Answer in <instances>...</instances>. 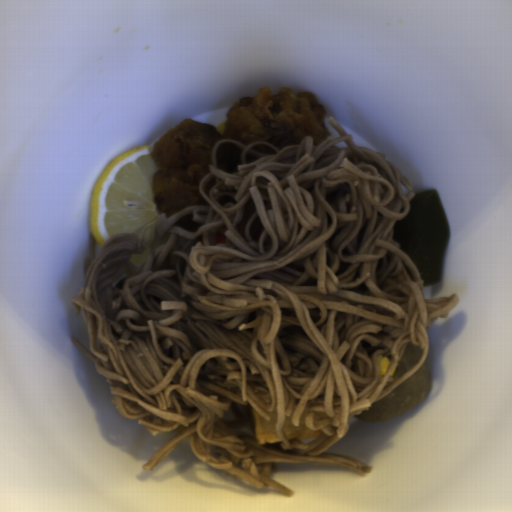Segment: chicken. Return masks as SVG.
Segmentation results:
<instances>
[{
    "label": "chicken",
    "mask_w": 512,
    "mask_h": 512,
    "mask_svg": "<svg viewBox=\"0 0 512 512\" xmlns=\"http://www.w3.org/2000/svg\"><path fill=\"white\" fill-rule=\"evenodd\" d=\"M254 151H258V152H261L263 154H271V155H276V152L271 149L270 147H268L267 145H255L254 147H252Z\"/></svg>",
    "instance_id": "4"
},
{
    "label": "chicken",
    "mask_w": 512,
    "mask_h": 512,
    "mask_svg": "<svg viewBox=\"0 0 512 512\" xmlns=\"http://www.w3.org/2000/svg\"><path fill=\"white\" fill-rule=\"evenodd\" d=\"M241 152V147L235 143L226 142L219 145L216 150V168L234 174L239 164H242Z\"/></svg>",
    "instance_id": "2"
},
{
    "label": "chicken",
    "mask_w": 512,
    "mask_h": 512,
    "mask_svg": "<svg viewBox=\"0 0 512 512\" xmlns=\"http://www.w3.org/2000/svg\"><path fill=\"white\" fill-rule=\"evenodd\" d=\"M256 160H258V158L254 154H251L248 152L246 153V156H245L246 164H250L252 162H255Z\"/></svg>",
    "instance_id": "6"
},
{
    "label": "chicken",
    "mask_w": 512,
    "mask_h": 512,
    "mask_svg": "<svg viewBox=\"0 0 512 512\" xmlns=\"http://www.w3.org/2000/svg\"><path fill=\"white\" fill-rule=\"evenodd\" d=\"M193 216H194L193 212L187 213L186 215L181 217L178 221H176L174 224L178 228H182V229L188 230L190 232L198 231L201 223L194 221Z\"/></svg>",
    "instance_id": "3"
},
{
    "label": "chicken",
    "mask_w": 512,
    "mask_h": 512,
    "mask_svg": "<svg viewBox=\"0 0 512 512\" xmlns=\"http://www.w3.org/2000/svg\"><path fill=\"white\" fill-rule=\"evenodd\" d=\"M217 183V178H212L210 179L204 186L203 190L204 192L206 193L207 196L210 197V193H211V190L213 189V187L216 185Z\"/></svg>",
    "instance_id": "5"
},
{
    "label": "chicken",
    "mask_w": 512,
    "mask_h": 512,
    "mask_svg": "<svg viewBox=\"0 0 512 512\" xmlns=\"http://www.w3.org/2000/svg\"><path fill=\"white\" fill-rule=\"evenodd\" d=\"M326 112L313 93H293L289 87L273 94L270 87L242 98L227 113L223 135L211 124L184 119L152 145L158 167L151 179L152 196L160 219L193 206H207L200 192L211 172V158L219 139L235 138L245 146L262 142L276 149L299 145L310 137L314 144L331 137Z\"/></svg>",
    "instance_id": "1"
}]
</instances>
